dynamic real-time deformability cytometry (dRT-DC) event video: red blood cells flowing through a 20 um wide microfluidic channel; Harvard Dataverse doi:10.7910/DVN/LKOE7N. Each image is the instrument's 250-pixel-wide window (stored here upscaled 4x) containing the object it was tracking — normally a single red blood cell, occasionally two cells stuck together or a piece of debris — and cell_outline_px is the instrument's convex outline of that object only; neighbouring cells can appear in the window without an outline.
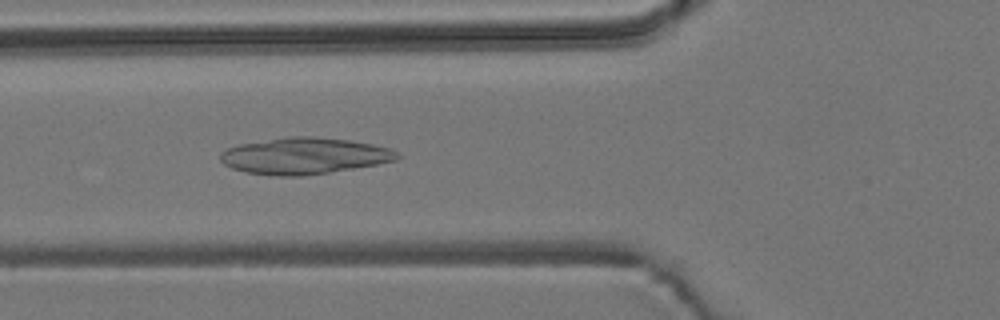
{"species": "common noctule bat (a hibernating species)", "species_latin": "Nyctalus noctula", "temperature_condition": "room temperature", "stored_images_in_passage": 44, "camera_frame_rate_fps": 3000, "um_per_image_px": 0.085, "animal": {"sex": "male", "body_mass_g": 19.2, "forearm_length_mm": 51.8}, "frame": {"image": 1, "passage_image": 10, "time_ms": 3.0, "image_size_px": [1000, 320], "cell_outline_px": [[400, 156], [396, 160], [376, 164], [328, 172], [300, 176], [276, 176], [244, 172], [232, 168], [224, 164], [220, 160], [220, 152], [228, 148], [240, 144], [288, 136], [312, 136], [348, 140], [372, 144], [388, 148], [396, 152]], "centroid_in_image_um": [25.81, 13.25], "position_along_channel_um": 100.0, "area_um2": 37.22}}
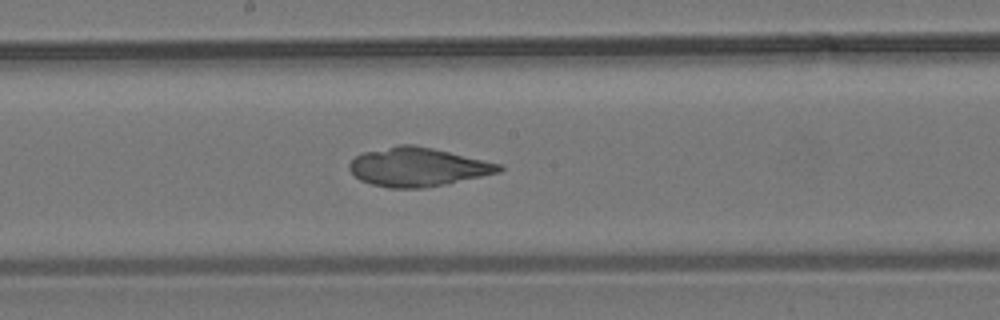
{"frame": {"image": 2, "passage_image": 19, "time_ms": 6.0, "image_size_px": [1000, 320], "cell_outline_px": [[504, 168], [500, 172], [444, 184], [420, 188], [388, 188], [372, 184], [360, 180], [348, 168], [348, 164], [356, 156], [364, 152], [396, 144], [412, 144], [432, 148], [504, 164]], "centroid_in_image_um": [35.51, 14.18], "position_along_channel_um": 212.7, "area_um2": 33.76}}
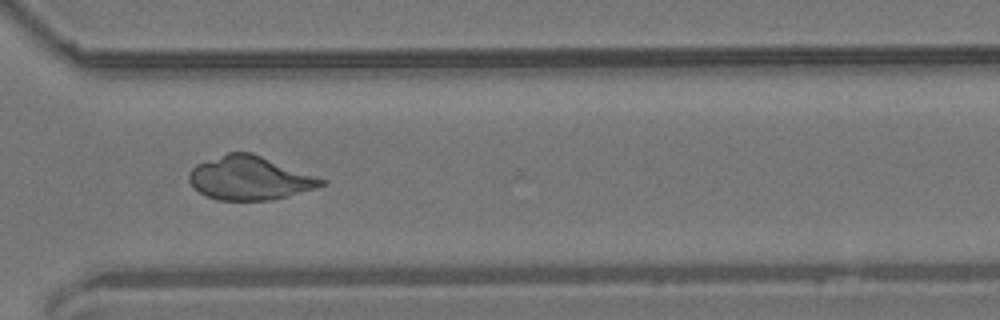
{"frame": {"image": 3, "passage_image": 30, "time_ms": 9.667, "image_size_px": [1000, 320], "cell_outline_px": [[328, 184], [316, 188], [288, 196], [272, 200], [216, 200], [200, 192], [188, 180], [188, 172], [196, 164], [228, 152], [252, 152], [328, 180]], "centroid_in_image_um": [21.26, 15.13], "position_along_channel_um": 349.3, "area_um2": 33.81}}